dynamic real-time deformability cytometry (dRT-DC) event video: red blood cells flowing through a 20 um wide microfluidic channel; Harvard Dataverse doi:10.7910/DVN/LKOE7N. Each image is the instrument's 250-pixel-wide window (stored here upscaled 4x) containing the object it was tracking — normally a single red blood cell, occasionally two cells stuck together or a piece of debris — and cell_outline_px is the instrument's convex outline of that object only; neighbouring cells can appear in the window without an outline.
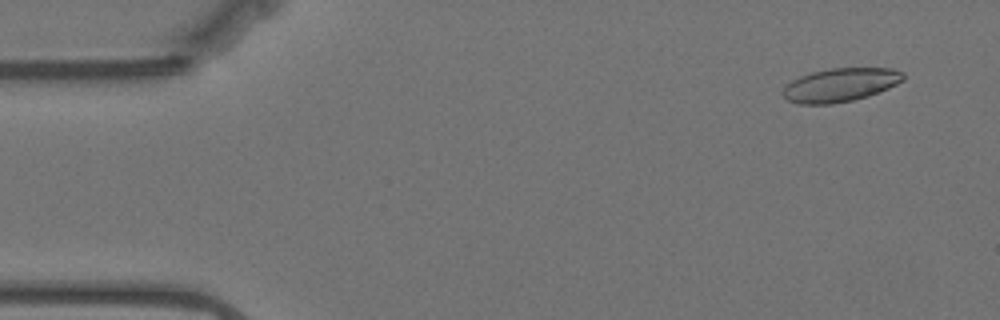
{"species": "Egyptian fruit bat (a non-hibernating species)", "species_latin": "Rousettus aegyptiacus", "temperature_condition": "warm", "stored_images_in_passage": 58, "camera_frame_rate_fps": 3000, "um_per_image_px": 0.085, "animal": {"sex": "female"}, "frame": {"image": 1, "passage_image": 4, "time_ms": 1.0, "image_size_px": [1000, 320], "cell_outline_px": [[904, 80], [888, 88], [868, 96], [852, 100], [832, 104], [796, 104], [788, 100], [784, 96], [784, 88], [792, 80], [800, 76], [812, 72], [828, 68], [892, 68], [904, 72]], "centroid_in_image_um": [71.44, 7.21], "position_along_channel_um": 13.6, "area_um2": 23.47}}
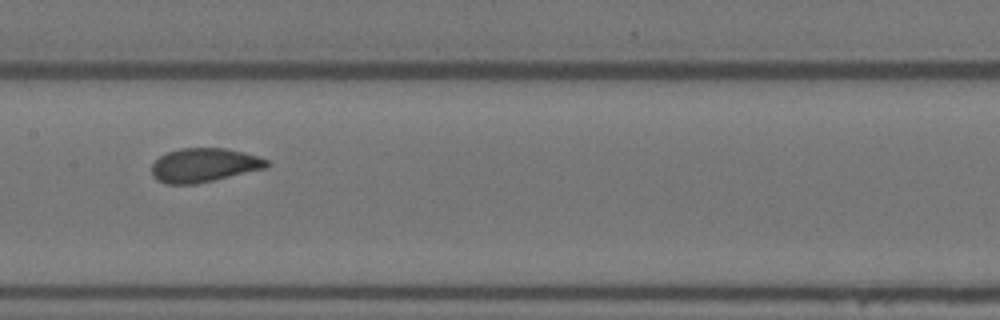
{"frame": {"image": 2, "passage_image": 28, "time_ms": 9.0, "image_size_px": [1000, 320], "cell_outline_px": [[268, 164], [264, 168], [196, 184], [168, 184], [156, 180], [152, 176], [152, 164], [160, 156], [168, 152], [180, 148], [224, 148], [244, 152], [268, 160]], "centroid_in_image_um": [17.29, 14.03], "position_along_channel_um": 190.1, "area_um2": 22.48}}
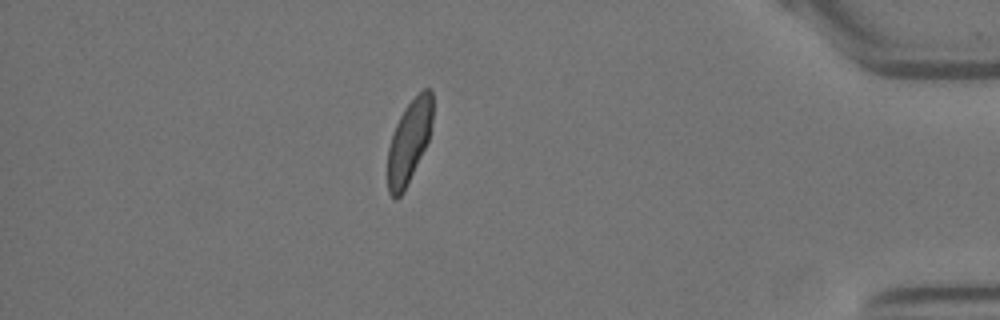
{"frame": {"image": 3, "passage_image": 50, "time_ms": 16.333, "image_size_px": [1000, 320], "cell_outline_px": [[432, 124], [428, 140], [404, 192], [396, 200], [388, 192], [388, 148], [396, 124], [404, 108], [424, 88], [432, 88]], "centroid_in_image_um": [34.77, 12.03], "position_along_channel_um": 400.4, "area_um2": 21.44}, "authors_computed_cell_mechanics": {"area_um2": 23.12, "velocity_mm_per_s": 3.4812, "shape_relaxation_time_tau1_ms": 3.5618, "shape_relaxation_time_tau2_ms": 0.8891, "deformation_change_tau1": 0.117, "deformation_change_tau2": 0.0578}}